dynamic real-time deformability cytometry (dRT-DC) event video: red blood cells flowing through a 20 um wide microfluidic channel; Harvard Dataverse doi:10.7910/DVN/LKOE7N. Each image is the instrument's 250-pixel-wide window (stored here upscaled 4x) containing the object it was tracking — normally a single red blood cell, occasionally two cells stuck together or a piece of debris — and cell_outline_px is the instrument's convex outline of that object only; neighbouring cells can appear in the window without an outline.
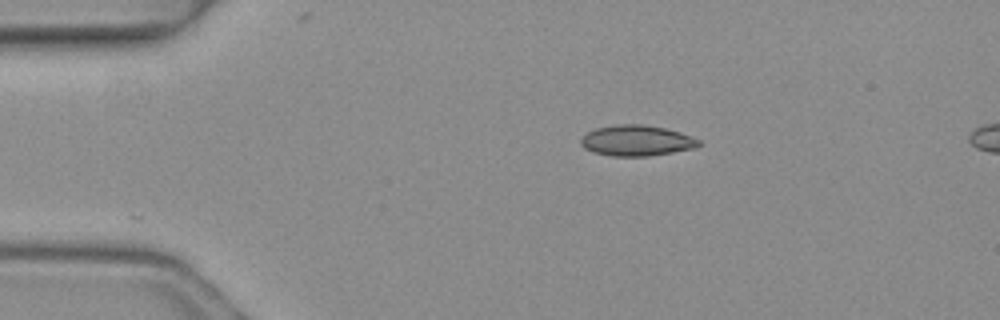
{"species": "common noctule bat (a hibernating species)", "species_latin": "Nyctalus noctula", "temperature_condition": "warm", "stored_images_in_passage": 3, "camera_frame_rate_fps": 3000, "um_per_image_px": 0.085, "animal": {"sex": "female", "body_mass_g": 19.3, "forearm_length_mm": 54.1}, "frame": {"image": 1, "passage_image": 3, "time_ms": 0.667, "image_size_px": [1000, 320], "cell_outline_px": [[700, 144], [692, 148], [672, 152], [648, 156], [612, 156], [592, 152], [584, 148], [580, 144], [580, 140], [588, 132], [596, 128], [616, 124], [640, 124], [664, 128], [680, 132], [700, 140]], "centroid_in_image_um": [54.07, 11.95], "position_along_channel_um": 30.9, "area_um2": 20.92}}